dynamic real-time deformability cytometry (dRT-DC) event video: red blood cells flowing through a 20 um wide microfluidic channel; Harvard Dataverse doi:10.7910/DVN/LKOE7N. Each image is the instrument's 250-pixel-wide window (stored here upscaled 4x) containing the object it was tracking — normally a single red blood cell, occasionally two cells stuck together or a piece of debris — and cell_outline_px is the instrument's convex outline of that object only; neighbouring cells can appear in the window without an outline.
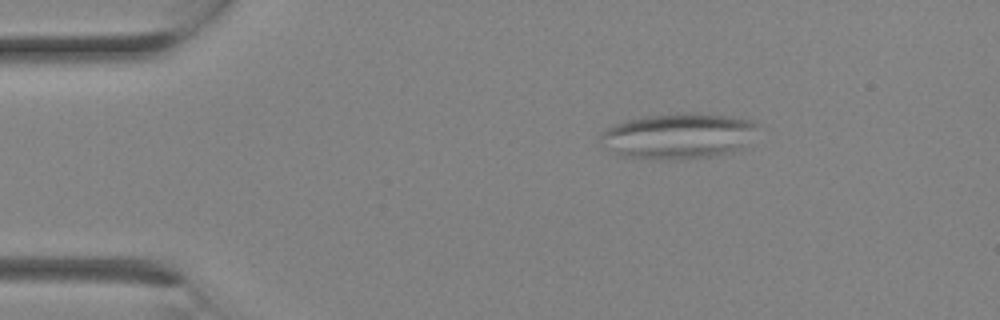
{"species": "Egyptian fruit bat (a non-hibernating species)", "species_latin": "Rousettus aegyptiacus", "temperature_condition": "room temperature", "stored_images_in_passage": 6, "camera_frame_rate_fps": 3000, "um_per_image_px": 0.085, "animal": {"sex": "female"}, "frame": {"image": 1, "passage_image": 1, "time_ms": 0.0, "image_size_px": [1000, 320], "cell_outline_px": [[764, 128], [740, 148], [728, 152], [708, 156], [680, 160], [656, 160], [620, 156], [612, 152], [600, 144], [600, 136], [608, 128], [616, 124], [628, 120], [644, 116], [676, 112], [688, 112], [732, 116], [752, 120], [760, 124]], "centroid_in_image_um": [57.7, 11.55], "position_along_channel_um": 27.3, "area_um2": 42.54}}
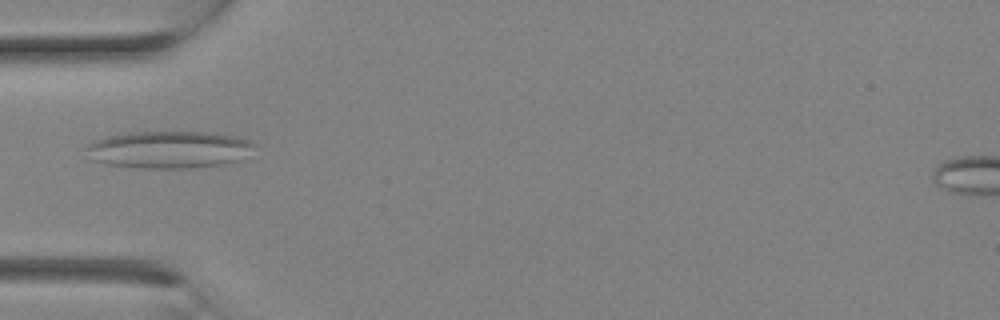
{"frame": {"image": 2, "passage_image": 5, "time_ms": 1.333, "image_size_px": [1000, 320], "cell_outline_px": [[256, 144], [240, 160], [224, 164], [192, 168], [140, 168], [108, 164], [92, 160], [84, 148], [88, 144], [96, 140], [108, 136], [132, 132], [212, 132], [236, 136], [252, 140]], "centroid_in_image_um": [14.37, 12.71], "position_along_channel_um": 70.6, "area_um2": 36.59}}